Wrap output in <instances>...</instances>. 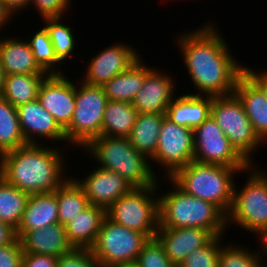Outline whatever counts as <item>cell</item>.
<instances>
[{
  "label": "cell",
  "instance_id": "cell-20",
  "mask_svg": "<svg viewBox=\"0 0 267 267\" xmlns=\"http://www.w3.org/2000/svg\"><path fill=\"white\" fill-rule=\"evenodd\" d=\"M234 93L242 102L255 134L266 144L267 97L245 73L238 79Z\"/></svg>",
  "mask_w": 267,
  "mask_h": 267
},
{
  "label": "cell",
  "instance_id": "cell-47",
  "mask_svg": "<svg viewBox=\"0 0 267 267\" xmlns=\"http://www.w3.org/2000/svg\"><path fill=\"white\" fill-rule=\"evenodd\" d=\"M263 243H264V245H265V249H266V251H267V239H266Z\"/></svg>",
  "mask_w": 267,
  "mask_h": 267
},
{
  "label": "cell",
  "instance_id": "cell-18",
  "mask_svg": "<svg viewBox=\"0 0 267 267\" xmlns=\"http://www.w3.org/2000/svg\"><path fill=\"white\" fill-rule=\"evenodd\" d=\"M215 236L209 231L198 227L161 228L155 238L163 246L169 260L178 267L179 264L194 250L208 244Z\"/></svg>",
  "mask_w": 267,
  "mask_h": 267
},
{
  "label": "cell",
  "instance_id": "cell-7",
  "mask_svg": "<svg viewBox=\"0 0 267 267\" xmlns=\"http://www.w3.org/2000/svg\"><path fill=\"white\" fill-rule=\"evenodd\" d=\"M160 180L153 186L133 187L106 210V217L149 239L155 238L159 228L158 193L163 186Z\"/></svg>",
  "mask_w": 267,
  "mask_h": 267
},
{
  "label": "cell",
  "instance_id": "cell-9",
  "mask_svg": "<svg viewBox=\"0 0 267 267\" xmlns=\"http://www.w3.org/2000/svg\"><path fill=\"white\" fill-rule=\"evenodd\" d=\"M211 116L227 136L235 150L250 164L253 154L265 145L255 134L242 102L235 93L212 97ZM256 152V153H255Z\"/></svg>",
  "mask_w": 267,
  "mask_h": 267
},
{
  "label": "cell",
  "instance_id": "cell-37",
  "mask_svg": "<svg viewBox=\"0 0 267 267\" xmlns=\"http://www.w3.org/2000/svg\"><path fill=\"white\" fill-rule=\"evenodd\" d=\"M72 0H31L29 7L33 6L42 19L66 18V12L71 9Z\"/></svg>",
  "mask_w": 267,
  "mask_h": 267
},
{
  "label": "cell",
  "instance_id": "cell-29",
  "mask_svg": "<svg viewBox=\"0 0 267 267\" xmlns=\"http://www.w3.org/2000/svg\"><path fill=\"white\" fill-rule=\"evenodd\" d=\"M48 75L10 74L5 75L2 97L14 107L38 98L41 83Z\"/></svg>",
  "mask_w": 267,
  "mask_h": 267
},
{
  "label": "cell",
  "instance_id": "cell-8",
  "mask_svg": "<svg viewBox=\"0 0 267 267\" xmlns=\"http://www.w3.org/2000/svg\"><path fill=\"white\" fill-rule=\"evenodd\" d=\"M75 110L64 130L69 148L84 149L94 138L101 136L107 96L103 86L76 82Z\"/></svg>",
  "mask_w": 267,
  "mask_h": 267
},
{
  "label": "cell",
  "instance_id": "cell-2",
  "mask_svg": "<svg viewBox=\"0 0 267 267\" xmlns=\"http://www.w3.org/2000/svg\"><path fill=\"white\" fill-rule=\"evenodd\" d=\"M61 148L27 144L6 152L0 155V176L29 195L54 192L69 177L66 151Z\"/></svg>",
  "mask_w": 267,
  "mask_h": 267
},
{
  "label": "cell",
  "instance_id": "cell-21",
  "mask_svg": "<svg viewBox=\"0 0 267 267\" xmlns=\"http://www.w3.org/2000/svg\"><path fill=\"white\" fill-rule=\"evenodd\" d=\"M0 38V61L5 75L31 74L48 75L34 59L29 42L23 37Z\"/></svg>",
  "mask_w": 267,
  "mask_h": 267
},
{
  "label": "cell",
  "instance_id": "cell-11",
  "mask_svg": "<svg viewBox=\"0 0 267 267\" xmlns=\"http://www.w3.org/2000/svg\"><path fill=\"white\" fill-rule=\"evenodd\" d=\"M194 158L193 129L177 125L166 117L162 121L161 131L155 155L150 159L170 178L176 171L185 167Z\"/></svg>",
  "mask_w": 267,
  "mask_h": 267
},
{
  "label": "cell",
  "instance_id": "cell-32",
  "mask_svg": "<svg viewBox=\"0 0 267 267\" xmlns=\"http://www.w3.org/2000/svg\"><path fill=\"white\" fill-rule=\"evenodd\" d=\"M27 145L18 120L17 110L0 98V155Z\"/></svg>",
  "mask_w": 267,
  "mask_h": 267
},
{
  "label": "cell",
  "instance_id": "cell-34",
  "mask_svg": "<svg viewBox=\"0 0 267 267\" xmlns=\"http://www.w3.org/2000/svg\"><path fill=\"white\" fill-rule=\"evenodd\" d=\"M63 18H45L42 19L44 22L43 26L48 31L50 40L53 44L55 55L57 58L62 62H67V59H72V57H76L73 54L76 44V38L74 35V30L70 25L64 24L65 22L62 21Z\"/></svg>",
  "mask_w": 267,
  "mask_h": 267
},
{
  "label": "cell",
  "instance_id": "cell-5",
  "mask_svg": "<svg viewBox=\"0 0 267 267\" xmlns=\"http://www.w3.org/2000/svg\"><path fill=\"white\" fill-rule=\"evenodd\" d=\"M248 168L189 162L170 179L184 192L218 206L226 215L233 202L235 175Z\"/></svg>",
  "mask_w": 267,
  "mask_h": 267
},
{
  "label": "cell",
  "instance_id": "cell-14",
  "mask_svg": "<svg viewBox=\"0 0 267 267\" xmlns=\"http://www.w3.org/2000/svg\"><path fill=\"white\" fill-rule=\"evenodd\" d=\"M67 75H48L39 87L37 98L63 130L72 120L76 102V82Z\"/></svg>",
  "mask_w": 267,
  "mask_h": 267
},
{
  "label": "cell",
  "instance_id": "cell-28",
  "mask_svg": "<svg viewBox=\"0 0 267 267\" xmlns=\"http://www.w3.org/2000/svg\"><path fill=\"white\" fill-rule=\"evenodd\" d=\"M58 205V222L65 226L89 205L83 188L69 176L54 190Z\"/></svg>",
  "mask_w": 267,
  "mask_h": 267
},
{
  "label": "cell",
  "instance_id": "cell-10",
  "mask_svg": "<svg viewBox=\"0 0 267 267\" xmlns=\"http://www.w3.org/2000/svg\"><path fill=\"white\" fill-rule=\"evenodd\" d=\"M149 238L138 231L103 219L94 245L90 248L100 267L135 261Z\"/></svg>",
  "mask_w": 267,
  "mask_h": 267
},
{
  "label": "cell",
  "instance_id": "cell-36",
  "mask_svg": "<svg viewBox=\"0 0 267 267\" xmlns=\"http://www.w3.org/2000/svg\"><path fill=\"white\" fill-rule=\"evenodd\" d=\"M136 262L139 267H176L165 254L156 238L149 239L141 249Z\"/></svg>",
  "mask_w": 267,
  "mask_h": 267
},
{
  "label": "cell",
  "instance_id": "cell-27",
  "mask_svg": "<svg viewBox=\"0 0 267 267\" xmlns=\"http://www.w3.org/2000/svg\"><path fill=\"white\" fill-rule=\"evenodd\" d=\"M138 111L130 102L108 100L103 115L101 136L128 137L131 133Z\"/></svg>",
  "mask_w": 267,
  "mask_h": 267
},
{
  "label": "cell",
  "instance_id": "cell-48",
  "mask_svg": "<svg viewBox=\"0 0 267 267\" xmlns=\"http://www.w3.org/2000/svg\"><path fill=\"white\" fill-rule=\"evenodd\" d=\"M265 262H263V264H262V266L261 267H267V262H266V264H264Z\"/></svg>",
  "mask_w": 267,
  "mask_h": 267
},
{
  "label": "cell",
  "instance_id": "cell-35",
  "mask_svg": "<svg viewBox=\"0 0 267 267\" xmlns=\"http://www.w3.org/2000/svg\"><path fill=\"white\" fill-rule=\"evenodd\" d=\"M224 236H215L208 244L190 253L178 267H219L221 245Z\"/></svg>",
  "mask_w": 267,
  "mask_h": 267
},
{
  "label": "cell",
  "instance_id": "cell-33",
  "mask_svg": "<svg viewBox=\"0 0 267 267\" xmlns=\"http://www.w3.org/2000/svg\"><path fill=\"white\" fill-rule=\"evenodd\" d=\"M25 39L29 42L36 63L45 73L48 75L66 74L61 69L63 63L55 55L48 31L43 25L34 34Z\"/></svg>",
  "mask_w": 267,
  "mask_h": 267
},
{
  "label": "cell",
  "instance_id": "cell-1",
  "mask_svg": "<svg viewBox=\"0 0 267 267\" xmlns=\"http://www.w3.org/2000/svg\"><path fill=\"white\" fill-rule=\"evenodd\" d=\"M217 27V28H216ZM218 25L208 20L200 27L179 33L174 39L182 54L189 80L196 92L190 95L226 96L234 93L238 79L244 74V64L229 50V43ZM228 45V46H227Z\"/></svg>",
  "mask_w": 267,
  "mask_h": 267
},
{
  "label": "cell",
  "instance_id": "cell-25",
  "mask_svg": "<svg viewBox=\"0 0 267 267\" xmlns=\"http://www.w3.org/2000/svg\"><path fill=\"white\" fill-rule=\"evenodd\" d=\"M144 63L140 57L127 70L108 81L103 86L107 99L132 103L146 77V64Z\"/></svg>",
  "mask_w": 267,
  "mask_h": 267
},
{
  "label": "cell",
  "instance_id": "cell-4",
  "mask_svg": "<svg viewBox=\"0 0 267 267\" xmlns=\"http://www.w3.org/2000/svg\"><path fill=\"white\" fill-rule=\"evenodd\" d=\"M82 151L90 161L94 157L98 167L118 173L133 187L153 186L161 178L150 159L138 152L128 137H96Z\"/></svg>",
  "mask_w": 267,
  "mask_h": 267
},
{
  "label": "cell",
  "instance_id": "cell-17",
  "mask_svg": "<svg viewBox=\"0 0 267 267\" xmlns=\"http://www.w3.org/2000/svg\"><path fill=\"white\" fill-rule=\"evenodd\" d=\"M87 174L83 179L78 176L72 177L83 188L89 204L105 210L133 188L118 173L98 166Z\"/></svg>",
  "mask_w": 267,
  "mask_h": 267
},
{
  "label": "cell",
  "instance_id": "cell-41",
  "mask_svg": "<svg viewBox=\"0 0 267 267\" xmlns=\"http://www.w3.org/2000/svg\"><path fill=\"white\" fill-rule=\"evenodd\" d=\"M244 73L261 89L267 97V69L260 71L244 66Z\"/></svg>",
  "mask_w": 267,
  "mask_h": 267
},
{
  "label": "cell",
  "instance_id": "cell-6",
  "mask_svg": "<svg viewBox=\"0 0 267 267\" xmlns=\"http://www.w3.org/2000/svg\"><path fill=\"white\" fill-rule=\"evenodd\" d=\"M243 173L248 177L242 188L234 184L227 228L235 224L237 228L240 226L246 232L253 233L258 243L264 242L267 239V172L256 164L250 165Z\"/></svg>",
  "mask_w": 267,
  "mask_h": 267
},
{
  "label": "cell",
  "instance_id": "cell-26",
  "mask_svg": "<svg viewBox=\"0 0 267 267\" xmlns=\"http://www.w3.org/2000/svg\"><path fill=\"white\" fill-rule=\"evenodd\" d=\"M165 114L138 113L128 139L140 153L151 159L155 155Z\"/></svg>",
  "mask_w": 267,
  "mask_h": 267
},
{
  "label": "cell",
  "instance_id": "cell-43",
  "mask_svg": "<svg viewBox=\"0 0 267 267\" xmlns=\"http://www.w3.org/2000/svg\"><path fill=\"white\" fill-rule=\"evenodd\" d=\"M17 239L16 230L0 221V246L11 244Z\"/></svg>",
  "mask_w": 267,
  "mask_h": 267
},
{
  "label": "cell",
  "instance_id": "cell-15",
  "mask_svg": "<svg viewBox=\"0 0 267 267\" xmlns=\"http://www.w3.org/2000/svg\"><path fill=\"white\" fill-rule=\"evenodd\" d=\"M167 72L146 64L144 83L132 101V105L138 113H166L170 102L178 94L176 92L178 91V89L176 90L177 81L171 73Z\"/></svg>",
  "mask_w": 267,
  "mask_h": 267
},
{
  "label": "cell",
  "instance_id": "cell-13",
  "mask_svg": "<svg viewBox=\"0 0 267 267\" xmlns=\"http://www.w3.org/2000/svg\"><path fill=\"white\" fill-rule=\"evenodd\" d=\"M106 46L87 62V68L79 79L85 84L104 86L118 74L127 70L142 55L127 43L116 42Z\"/></svg>",
  "mask_w": 267,
  "mask_h": 267
},
{
  "label": "cell",
  "instance_id": "cell-45",
  "mask_svg": "<svg viewBox=\"0 0 267 267\" xmlns=\"http://www.w3.org/2000/svg\"><path fill=\"white\" fill-rule=\"evenodd\" d=\"M4 81H5V72L0 61V98L2 97L3 93Z\"/></svg>",
  "mask_w": 267,
  "mask_h": 267
},
{
  "label": "cell",
  "instance_id": "cell-30",
  "mask_svg": "<svg viewBox=\"0 0 267 267\" xmlns=\"http://www.w3.org/2000/svg\"><path fill=\"white\" fill-rule=\"evenodd\" d=\"M232 241L221 245L219 267H261L263 262H266L267 251L262 241L257 244L260 248L254 250L247 248L248 246L244 247L245 244H235L236 242Z\"/></svg>",
  "mask_w": 267,
  "mask_h": 267
},
{
  "label": "cell",
  "instance_id": "cell-31",
  "mask_svg": "<svg viewBox=\"0 0 267 267\" xmlns=\"http://www.w3.org/2000/svg\"><path fill=\"white\" fill-rule=\"evenodd\" d=\"M28 197V193L6 182L0 176V221L17 230Z\"/></svg>",
  "mask_w": 267,
  "mask_h": 267
},
{
  "label": "cell",
  "instance_id": "cell-38",
  "mask_svg": "<svg viewBox=\"0 0 267 267\" xmlns=\"http://www.w3.org/2000/svg\"><path fill=\"white\" fill-rule=\"evenodd\" d=\"M56 267H100L90 249L73 248L69 253L58 257Z\"/></svg>",
  "mask_w": 267,
  "mask_h": 267
},
{
  "label": "cell",
  "instance_id": "cell-23",
  "mask_svg": "<svg viewBox=\"0 0 267 267\" xmlns=\"http://www.w3.org/2000/svg\"><path fill=\"white\" fill-rule=\"evenodd\" d=\"M106 210L89 204L65 225L68 243L76 249H90L97 238Z\"/></svg>",
  "mask_w": 267,
  "mask_h": 267
},
{
  "label": "cell",
  "instance_id": "cell-19",
  "mask_svg": "<svg viewBox=\"0 0 267 267\" xmlns=\"http://www.w3.org/2000/svg\"><path fill=\"white\" fill-rule=\"evenodd\" d=\"M16 235L21 242L23 253L60 257L73 249L67 241L65 226L59 222L41 229L16 232Z\"/></svg>",
  "mask_w": 267,
  "mask_h": 267
},
{
  "label": "cell",
  "instance_id": "cell-3",
  "mask_svg": "<svg viewBox=\"0 0 267 267\" xmlns=\"http://www.w3.org/2000/svg\"><path fill=\"white\" fill-rule=\"evenodd\" d=\"M165 180L170 186L158 194L159 227H198L209 230L214 236L227 233V215L218 206L187 194L170 178Z\"/></svg>",
  "mask_w": 267,
  "mask_h": 267
},
{
  "label": "cell",
  "instance_id": "cell-24",
  "mask_svg": "<svg viewBox=\"0 0 267 267\" xmlns=\"http://www.w3.org/2000/svg\"><path fill=\"white\" fill-rule=\"evenodd\" d=\"M58 223L55 192L30 194L16 232H28Z\"/></svg>",
  "mask_w": 267,
  "mask_h": 267
},
{
  "label": "cell",
  "instance_id": "cell-46",
  "mask_svg": "<svg viewBox=\"0 0 267 267\" xmlns=\"http://www.w3.org/2000/svg\"><path fill=\"white\" fill-rule=\"evenodd\" d=\"M110 267H139L136 260L135 261H128L122 263H116Z\"/></svg>",
  "mask_w": 267,
  "mask_h": 267
},
{
  "label": "cell",
  "instance_id": "cell-39",
  "mask_svg": "<svg viewBox=\"0 0 267 267\" xmlns=\"http://www.w3.org/2000/svg\"><path fill=\"white\" fill-rule=\"evenodd\" d=\"M23 250L19 239L0 246V267H22Z\"/></svg>",
  "mask_w": 267,
  "mask_h": 267
},
{
  "label": "cell",
  "instance_id": "cell-12",
  "mask_svg": "<svg viewBox=\"0 0 267 267\" xmlns=\"http://www.w3.org/2000/svg\"><path fill=\"white\" fill-rule=\"evenodd\" d=\"M194 158L200 163L248 168L250 164L235 150L217 122L209 116L193 129Z\"/></svg>",
  "mask_w": 267,
  "mask_h": 267
},
{
  "label": "cell",
  "instance_id": "cell-42",
  "mask_svg": "<svg viewBox=\"0 0 267 267\" xmlns=\"http://www.w3.org/2000/svg\"><path fill=\"white\" fill-rule=\"evenodd\" d=\"M5 8L11 13V15L16 17V15L21 14L24 9H29V4L31 0H2Z\"/></svg>",
  "mask_w": 267,
  "mask_h": 267
},
{
  "label": "cell",
  "instance_id": "cell-16",
  "mask_svg": "<svg viewBox=\"0 0 267 267\" xmlns=\"http://www.w3.org/2000/svg\"><path fill=\"white\" fill-rule=\"evenodd\" d=\"M16 110L20 129L27 144H44L48 141L45 143L47 144L51 140L52 145L65 142L64 148L65 146L68 147L64 130L58 125L54 117L43 108L38 99L18 106Z\"/></svg>",
  "mask_w": 267,
  "mask_h": 267
},
{
  "label": "cell",
  "instance_id": "cell-40",
  "mask_svg": "<svg viewBox=\"0 0 267 267\" xmlns=\"http://www.w3.org/2000/svg\"><path fill=\"white\" fill-rule=\"evenodd\" d=\"M57 261L52 255L23 253L22 267H56Z\"/></svg>",
  "mask_w": 267,
  "mask_h": 267
},
{
  "label": "cell",
  "instance_id": "cell-44",
  "mask_svg": "<svg viewBox=\"0 0 267 267\" xmlns=\"http://www.w3.org/2000/svg\"><path fill=\"white\" fill-rule=\"evenodd\" d=\"M12 17L13 16L11 15V13L5 8L3 1L0 0V35L2 30H4V28L6 27V25L8 26V24L12 22L11 21L13 20Z\"/></svg>",
  "mask_w": 267,
  "mask_h": 267
},
{
  "label": "cell",
  "instance_id": "cell-22",
  "mask_svg": "<svg viewBox=\"0 0 267 267\" xmlns=\"http://www.w3.org/2000/svg\"><path fill=\"white\" fill-rule=\"evenodd\" d=\"M212 96L177 95L169 104L165 116L177 125L191 129L200 126L211 116Z\"/></svg>",
  "mask_w": 267,
  "mask_h": 267
}]
</instances>
